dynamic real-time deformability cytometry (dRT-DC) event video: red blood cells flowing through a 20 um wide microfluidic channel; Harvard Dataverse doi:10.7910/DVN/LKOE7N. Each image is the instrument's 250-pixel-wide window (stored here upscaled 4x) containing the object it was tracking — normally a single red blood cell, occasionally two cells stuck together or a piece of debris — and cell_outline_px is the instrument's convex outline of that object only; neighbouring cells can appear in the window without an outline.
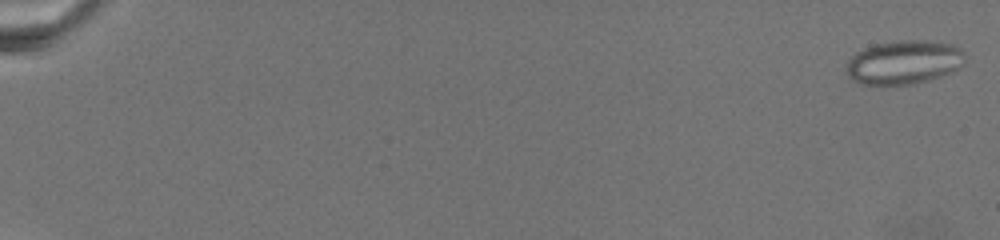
{"species": "common noctule bat (a hibernating species)", "species_latin": "Nyctalus noctula", "temperature_condition": "warm", "stored_images_in_passage": 28, "camera_frame_rate_fps": 3000, "um_per_image_px": 0.085, "animal": {"sex": "female", "body_mass_g": 19.5, "forearm_length_mm": 54.1}, "frame": {"image": 1, "passage_image": 1, "time_ms": 0.0, "image_size_px": [1000, 240], "cell_outline_px": [[964, 64], [952, 72], [928, 80], [912, 84], [860, 84], [852, 80], [848, 76], [844, 68], [848, 60], [856, 52], [864, 48], [876, 44], [900, 40], [928, 40], [956, 44], [964, 52]], "centroid_in_image_um": [76.84, 5.28], "position_along_channel_um": 8.2, "area_um2": 30.58}}
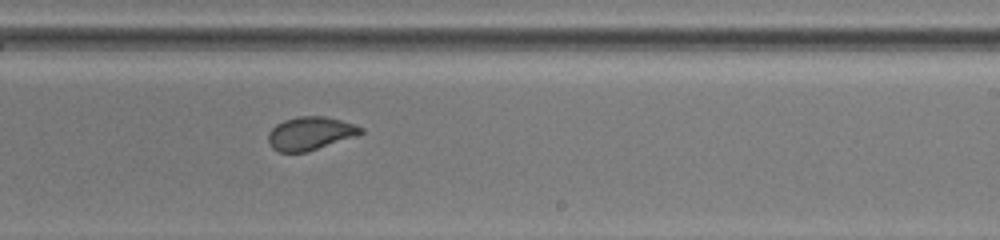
{"frame": {"image": 2, "passage_image": 19, "time_ms": 16.667, "image_size_px": [1000, 240], "cell_outline_px": [[364, 132], [356, 136], [308, 152], [280, 152], [272, 148], [268, 144], [268, 132], [276, 124], [284, 120], [300, 116], [324, 116], [356, 124], [364, 128]], "centroid_in_image_um": [26.38, 11.34], "position_along_channel_um": 262.6, "area_um2": 18.09}}
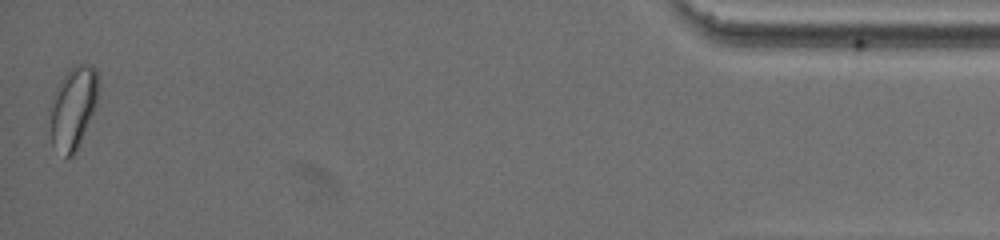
{"frame": {"image": 3, "passage_image": 28, "time_ms": 25.333, "image_size_px": [1000, 240], "cell_outline_px": [[96, 104], [76, 152], [72, 156], [64, 156], [52, 144], [48, 108], [64, 76], [76, 64], [92, 64], [96, 68]], "centroid_in_image_um": [6.18, 9.19], "position_along_channel_um": 429.0, "area_um2": 22.6}}